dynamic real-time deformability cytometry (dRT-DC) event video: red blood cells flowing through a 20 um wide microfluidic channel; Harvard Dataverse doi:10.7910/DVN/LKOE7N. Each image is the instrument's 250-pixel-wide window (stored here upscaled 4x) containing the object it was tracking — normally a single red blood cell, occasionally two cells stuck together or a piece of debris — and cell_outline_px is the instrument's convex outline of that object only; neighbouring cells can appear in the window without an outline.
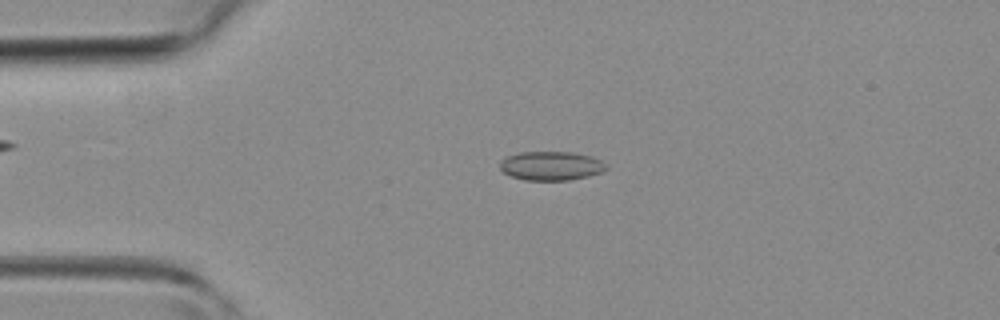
{"species": "common noctule bat (a hibernating species)", "species_latin": "Nyctalus noctula", "temperature_condition": "room temperature", "stored_images_in_passage": 43, "camera_frame_rate_fps": 3000, "um_per_image_px": 0.085, "animal": {"sex": "female", "body_mass_g": 19.3, "forearm_length_mm": 54.1}, "frame": {"image": 1, "passage_image": 10, "time_ms": 3.0, "image_size_px": [1000, 320], "cell_outline_px": [[608, 168], [604, 172], [588, 176], [568, 180], [524, 180], [512, 176], [504, 172], [500, 168], [500, 160], [508, 156], [520, 152], [572, 152], [588, 156], [600, 160]], "centroid_in_image_um": [46.84, 14.1], "position_along_channel_um": 38.2, "area_um2": 17.8}}
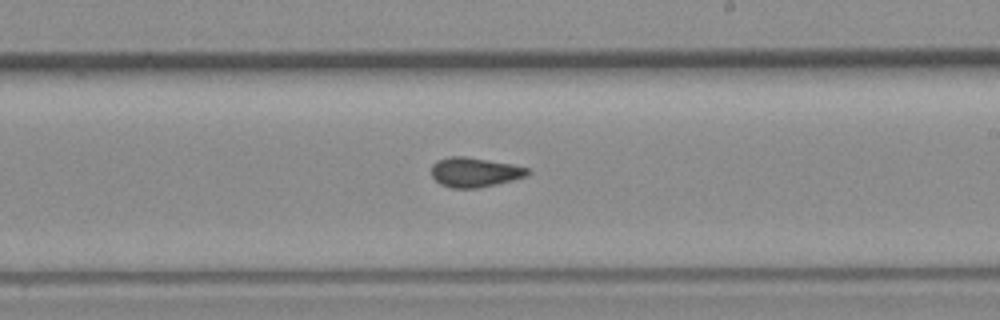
{"frame": {"image": 2, "passage_image": 25, "time_ms": 8.0, "image_size_px": [1000, 320], "cell_outline_px": [[532, 172], [528, 176], [480, 188], [452, 188], [440, 184], [432, 176], [432, 164], [436, 160], [448, 156], [464, 156], [512, 164], [528, 168]], "centroid_in_image_um": [40.35, 14.64], "position_along_channel_um": 248.6, "area_um2": 16.7}}
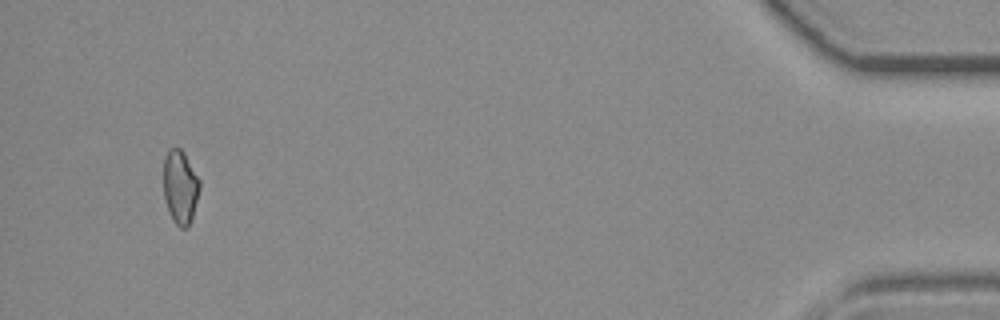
{"frame": {"image": 3, "passage_image": 41, "time_ms": 13.333, "image_size_px": [1000, 320], "cell_outline_px": [[200, 188], [192, 216], [188, 228], [180, 228], [172, 220], [168, 212], [164, 196], [164, 160], [168, 148], [180, 148], [184, 152], [200, 180]], "centroid_in_image_um": [15.31, 15.9], "position_along_channel_um": 419.9, "area_um2": 15.55}}